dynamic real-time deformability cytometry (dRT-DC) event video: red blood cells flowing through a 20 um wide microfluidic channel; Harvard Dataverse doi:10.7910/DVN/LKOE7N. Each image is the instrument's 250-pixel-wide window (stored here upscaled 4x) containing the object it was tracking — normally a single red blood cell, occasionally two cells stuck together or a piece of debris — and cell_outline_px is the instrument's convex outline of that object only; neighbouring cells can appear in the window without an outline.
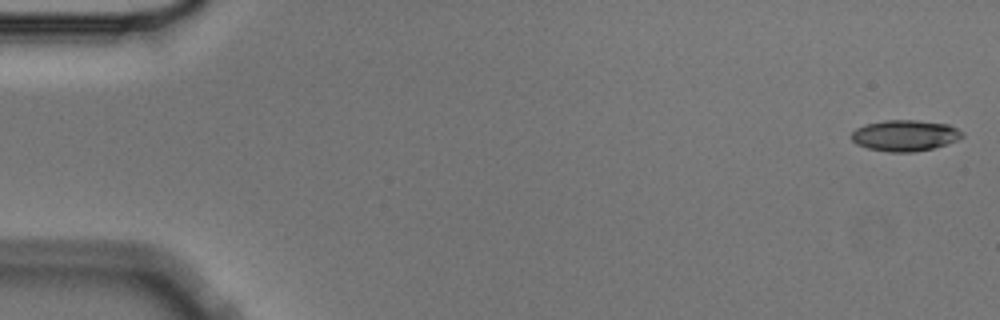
{"species": "Egyptian fruit bat (a non-hibernating species)", "species_latin": "Rousettus aegyptiacus", "temperature_condition": "cold", "stored_images_in_passage": 5, "camera_frame_rate_fps": 3000, "um_per_image_px": 0.085, "animal": {"sex": "male"}, "frame": {"image": 1, "passage_image": 1, "time_ms": 0.0, "image_size_px": [1000, 320], "cell_outline_px": [[964, 136], [956, 140], [932, 148], [912, 152], [888, 152], [868, 148], [856, 144], [852, 140], [852, 132], [856, 128], [864, 124], [884, 120], [916, 120], [948, 124], [964, 132]], "centroid_in_image_um": [76.9, 11.51], "position_along_channel_um": 8.1, "area_um2": 20.0}}
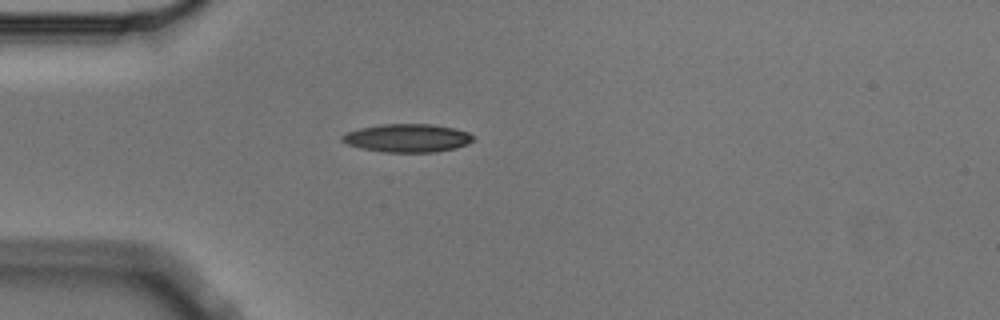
{"frame": {"image": 2, "passage_image": 5, "time_ms": 1.333, "image_size_px": [1000, 320], "cell_outline_px": [[476, 140], [468, 144], [456, 148], [436, 152], [384, 152], [360, 148], [348, 144], [340, 140], [340, 136], [348, 132], [360, 128], [380, 124], [432, 124], [456, 128], [468, 132], [476, 136]], "centroid_in_image_um": [34.68, 11.73], "position_along_channel_um": 50.3, "area_um2": 21.85}}